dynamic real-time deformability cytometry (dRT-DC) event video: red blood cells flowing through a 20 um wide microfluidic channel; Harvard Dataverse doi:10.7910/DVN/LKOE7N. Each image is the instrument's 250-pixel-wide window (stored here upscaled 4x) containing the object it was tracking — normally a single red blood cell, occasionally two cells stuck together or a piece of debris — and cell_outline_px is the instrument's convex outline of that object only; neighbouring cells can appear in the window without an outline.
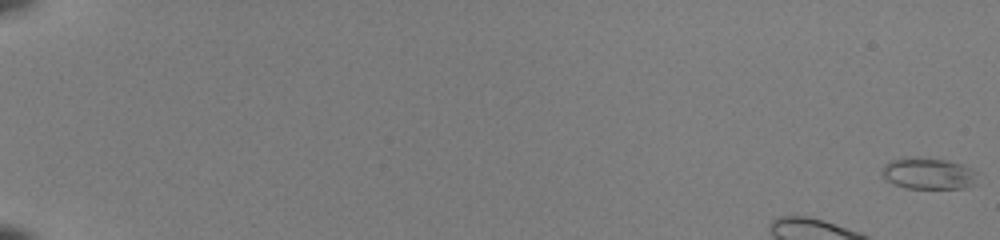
{"species": "common noctule bat (a hibernating species)", "species_latin": "Nyctalus noctula", "temperature_condition": "room temperature", "stored_images_in_passage": 18, "camera_frame_rate_fps": 3000, "um_per_image_px": 0.085, "animal": {"sex": "female", "body_mass_g": 22.0, "forearm_length_mm": 56.7}, "frame": {"image": 1, "passage_image": 1, "time_ms": 0.0, "image_size_px": [1000, 240], "cell_outline_px": [[976, 184], [964, 188], [904, 188], [888, 180], [884, 176], [884, 164], [892, 160], [904, 156], [916, 156], [948, 160], [972, 168], [976, 172]], "centroid_in_image_um": [78.94, 14.73], "position_along_channel_um": 6.1, "area_um2": 17.57}}